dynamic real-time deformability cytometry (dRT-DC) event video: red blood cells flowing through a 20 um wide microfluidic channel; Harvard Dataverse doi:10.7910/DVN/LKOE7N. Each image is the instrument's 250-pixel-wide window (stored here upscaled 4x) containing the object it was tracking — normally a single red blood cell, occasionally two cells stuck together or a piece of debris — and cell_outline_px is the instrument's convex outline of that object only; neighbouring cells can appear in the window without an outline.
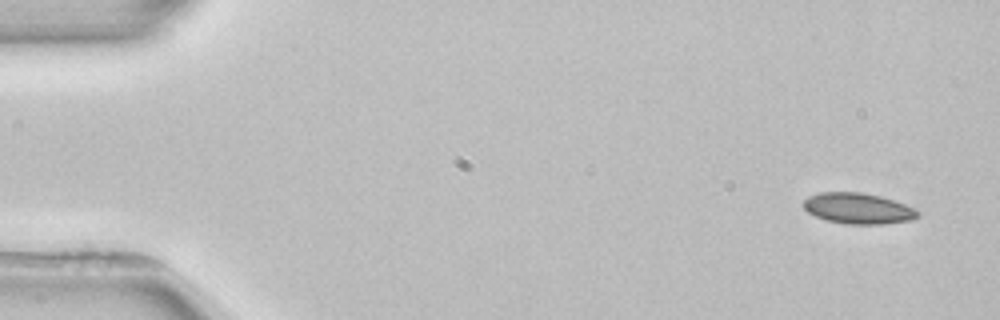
{"species": "common noctule bat (a hibernating species)", "species_latin": "Nyctalus noctula", "temperature_condition": "room temperature", "stored_images_in_passage": 3, "camera_frame_rate_fps": 3000, "um_per_image_px": 0.085, "animal": {"sex": "female", "body_mass_g": 22.7, "forearm_length_mm": 54.2}, "frame": {"image": 1, "passage_image": 1, "time_ms": 0.0, "image_size_px": [1000, 320], "cell_outline_px": [[920, 216], [912, 220], [884, 224], [844, 224], [828, 220], [816, 216], [808, 212], [804, 208], [804, 200], [808, 196], [820, 192], [860, 192], [880, 196], [904, 204], [920, 212]], "centroid_in_image_um": [72.94, 17.72], "position_along_channel_um": 12.1, "area_um2": 20.46}}
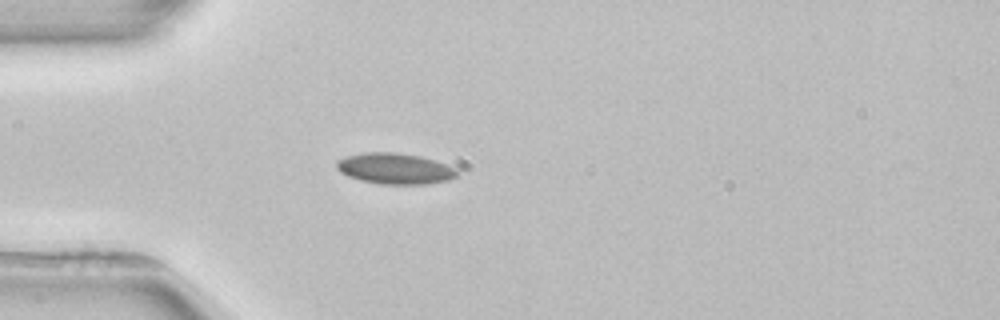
{"frame": {"image": 2, "passage_image": 3, "time_ms": 4.0, "image_size_px": [1000, 320], "cell_outline_px": [[460, 172], [456, 176], [448, 180], [424, 184], [380, 184], [360, 180], [348, 176], [340, 172], [336, 168], [336, 160], [344, 156], [364, 152], [396, 152], [420, 156], [436, 160], [456, 168]], "centroid_in_image_um": [33.55, 14.32], "position_along_channel_um": 51.4, "area_um2": 21.96}}